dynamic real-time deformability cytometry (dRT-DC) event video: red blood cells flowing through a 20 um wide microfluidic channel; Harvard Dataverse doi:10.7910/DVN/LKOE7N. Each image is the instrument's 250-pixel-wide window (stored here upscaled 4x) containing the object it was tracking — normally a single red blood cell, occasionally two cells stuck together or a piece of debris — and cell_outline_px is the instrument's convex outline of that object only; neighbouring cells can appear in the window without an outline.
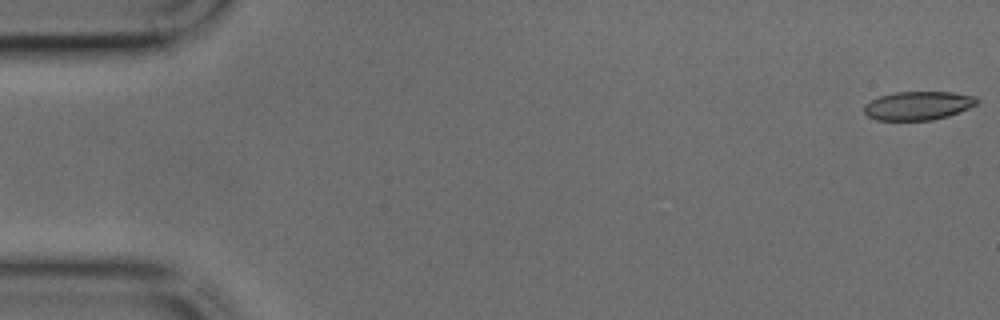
{"species": "common noctule bat (a hibernating species)", "species_latin": "Nyctalus noctula", "temperature_condition": "cold", "stored_images_in_passage": 44, "camera_frame_rate_fps": 3000, "um_per_image_px": 0.085, "animal": {"sex": "male", "body_mass_g": 17.9, "forearm_length_mm": 54.2}, "frame": {"image": 1, "passage_image": 1, "time_ms": 0.0, "image_size_px": [1000, 320], "cell_outline_px": [[980, 100], [976, 104], [968, 108], [948, 116], [932, 120], [876, 120], [868, 116], [864, 112], [864, 104], [880, 96], [892, 92], [952, 92], [976, 96]], "centroid_in_image_um": [78.04, 8.97], "position_along_channel_um": 7.0, "area_um2": 18.84}}
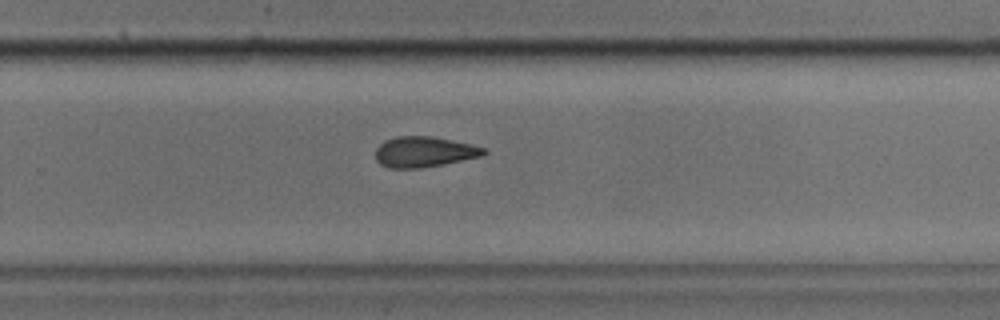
{"frame": {"image": 2, "passage_image": 29, "time_ms": 9.333, "image_size_px": [1000, 320], "cell_outline_px": [[488, 152], [484, 156], [420, 168], [388, 168], [380, 164], [376, 160], [376, 148], [384, 140], [396, 136], [432, 136], [468, 144], [484, 148]], "centroid_in_image_um": [36.02, 12.91], "position_along_channel_um": 293.8, "area_um2": 19.19}}
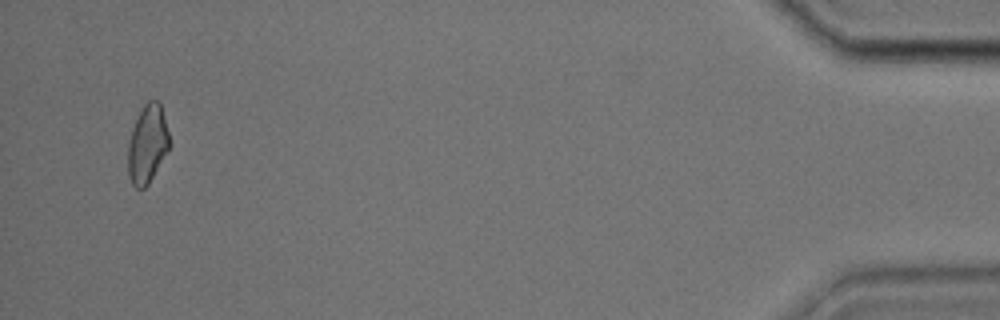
{"frame": {"image": 3, "passage_image": 43, "time_ms": 14.0, "image_size_px": [1000, 320], "cell_outline_px": [[168, 152], [148, 184], [144, 188], [136, 188], [132, 184], [128, 176], [128, 144], [132, 128], [144, 104], [148, 100], [156, 100], [160, 104], [168, 132]], "centroid_in_image_um": [12.51, 12.28], "position_along_channel_um": 422.7, "area_um2": 18.61}}